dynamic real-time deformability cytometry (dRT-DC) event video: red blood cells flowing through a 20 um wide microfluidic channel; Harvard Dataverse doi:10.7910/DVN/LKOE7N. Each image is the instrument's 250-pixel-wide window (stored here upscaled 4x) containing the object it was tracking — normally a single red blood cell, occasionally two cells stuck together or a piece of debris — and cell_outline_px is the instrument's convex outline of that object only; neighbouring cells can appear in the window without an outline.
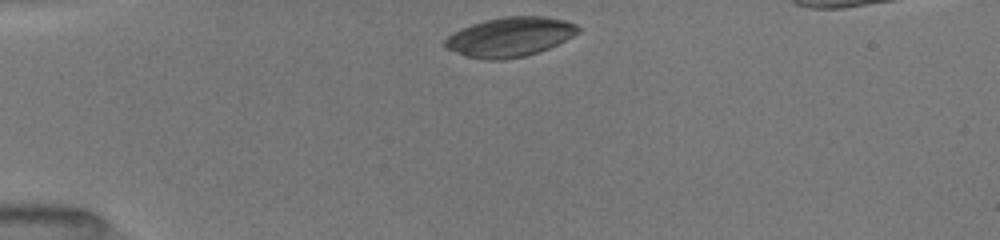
{"species": "common noctule bat (a hibernating species)", "species_latin": "Nyctalus noctula", "temperature_condition": "room temperature", "stored_images_in_passage": 28, "camera_frame_rate_fps": 3000, "um_per_image_px": 0.085, "animal": {"sex": "female", "body_mass_g": 19.5, "forearm_length_mm": 54.1}, "frame": {"image": 1, "passage_image": 1, "time_ms": 0.0, "image_size_px": [1000, 240], "cell_outline_px": [[580, 32], [548, 48], [524, 56], [500, 60], [488, 60], [464, 56], [444, 48], [444, 40], [452, 32], [460, 28], [484, 20], [504, 16], [544, 16], [564, 20], [576, 24], [580, 28]], "centroid_in_image_um": [43.29, 3.13], "position_along_channel_um": 41.7, "area_um2": 30.63}}
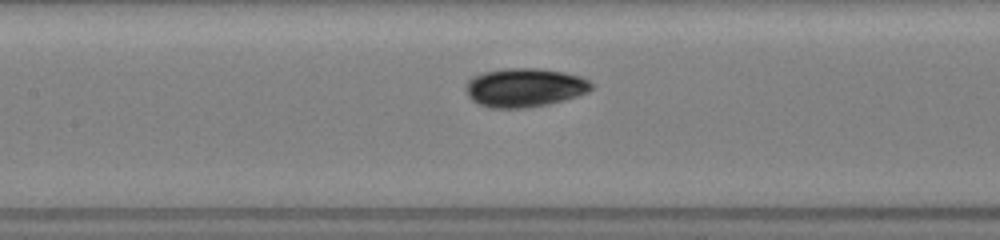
{"frame": {"image": 2, "passage_image": 16, "time_ms": 4.0, "image_size_px": [1000, 240], "cell_outline_px": [[592, 88], [588, 92], [564, 100], [548, 104], [528, 108], [492, 108], [480, 104], [472, 100], [468, 96], [464, 88], [464, 84], [472, 76], [480, 72], [504, 68], [540, 68], [564, 72], [580, 76], [588, 80], [592, 84]], "centroid_in_image_um": [44.55, 7.43], "position_along_channel_um": 162.9, "area_um2": 28.73}}
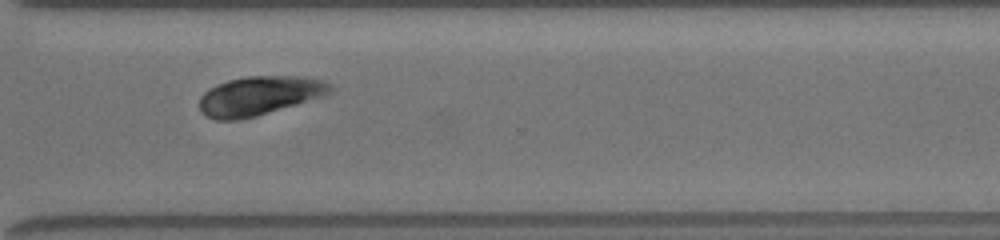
{"frame": {"image": 3, "passage_image": 27, "time_ms": 8.667, "image_size_px": [1000, 240], "cell_outline_px": [[332, 92], [296, 104], [256, 116], [236, 120], [216, 120], [204, 116], [200, 112], [200, 96], [208, 88], [216, 84], [228, 80], [244, 76], [300, 76], [320, 80], [328, 84], [332, 88]], "centroid_in_image_um": [21.94, 8.14], "position_along_channel_um": 348.7, "area_um2": 29.54}}